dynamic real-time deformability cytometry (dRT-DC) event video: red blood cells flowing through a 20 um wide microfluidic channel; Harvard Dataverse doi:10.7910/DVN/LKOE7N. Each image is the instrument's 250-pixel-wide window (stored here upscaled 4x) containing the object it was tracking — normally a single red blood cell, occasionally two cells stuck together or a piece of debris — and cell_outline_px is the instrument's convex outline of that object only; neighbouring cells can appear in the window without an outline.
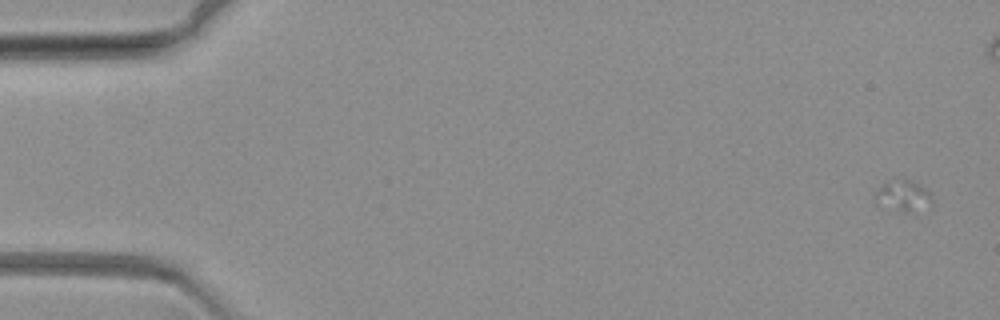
{"species": "common noctule bat (a hibernating species)", "species_latin": "Nyctalus noctula", "temperature_condition": "warm", "stored_images_in_passage": 29, "camera_frame_rate_fps": 3000, "um_per_image_px": 0.085, "animal": {"sex": "female", "body_mass_g": 19.3, "forearm_length_mm": 54.1}, "frame": {"image": 1, "passage_image": 4, "time_ms": 1.0, "image_size_px": [1000, 320], "cell_outline_px": [[932, 208], [908, 212], [904, 212], [876, 204], [876, 192], [884, 184], [904, 176], [912, 180], [932, 192]], "centroid_in_image_um": [76.87, 16.64], "position_along_channel_um": 8.1, "area_um2": 10.58}}